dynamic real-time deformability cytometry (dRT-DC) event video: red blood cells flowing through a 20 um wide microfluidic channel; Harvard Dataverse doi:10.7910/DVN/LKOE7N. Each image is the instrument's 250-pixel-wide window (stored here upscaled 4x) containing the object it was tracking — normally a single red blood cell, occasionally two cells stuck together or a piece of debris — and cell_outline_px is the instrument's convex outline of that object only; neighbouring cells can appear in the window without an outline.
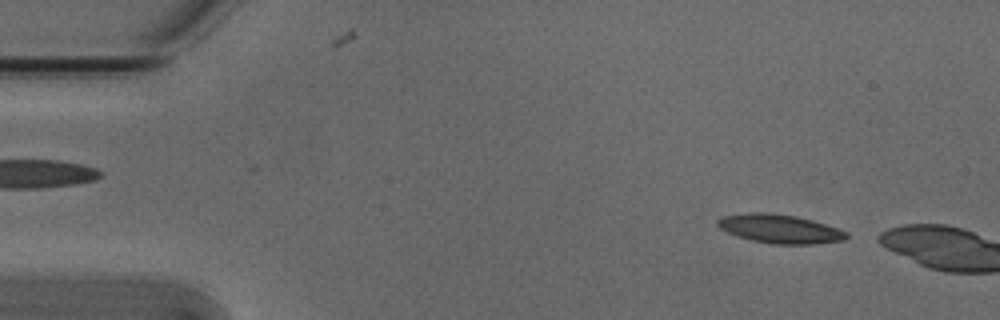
{"species": "Egyptian fruit bat (a non-hibernating species)", "species_latin": "Rousettus aegyptiacus", "temperature_condition": "cold", "stored_images_in_passage": 5, "segment_of_instrument_passage": [2, 2], "camera_frame_rate_fps": 3000, "um_per_image_px": 0.085, "animal": {"sex": "male"}, "frame": {"image": 1, "passage_image": 5, "time_ms": 1.333, "image_size_px": [1000, 320], "cell_outline_px": [[848, 236], [844, 240], [812, 244], [772, 244], [752, 240], [736, 236], [720, 228], [716, 224], [716, 220], [724, 216], [748, 212], [764, 212], [796, 216], [812, 220], [848, 232]], "centroid_in_image_um": [66.26, 19.45], "position_along_channel_um": 18.7, "area_um2": 21.5}}